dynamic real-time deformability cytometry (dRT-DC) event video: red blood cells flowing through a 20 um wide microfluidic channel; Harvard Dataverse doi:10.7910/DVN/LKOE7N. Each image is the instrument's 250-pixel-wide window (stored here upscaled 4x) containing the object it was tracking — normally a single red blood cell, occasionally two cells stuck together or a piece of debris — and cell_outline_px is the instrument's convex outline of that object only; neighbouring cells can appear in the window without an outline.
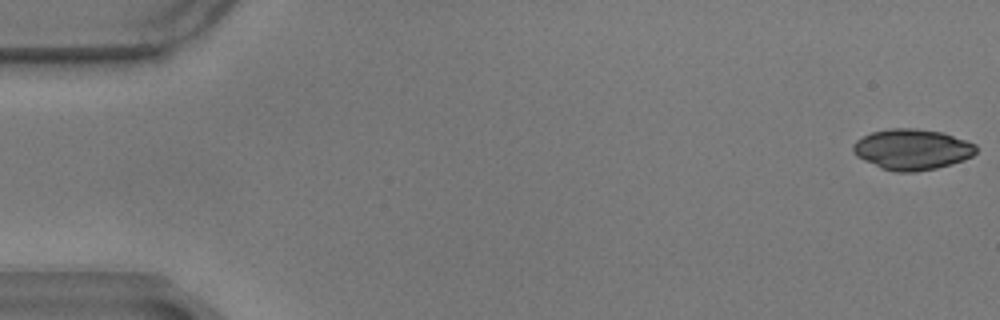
{"species": "common noctule bat (a hibernating species)", "species_latin": "Nyctalus noctula", "temperature_condition": "warm", "stored_images_in_passage": 10, "camera_frame_rate_fps": 3000, "um_per_image_px": 0.085, "animal": {"sex": "male", "body_mass_g": 17.9}, "frame": {"image": 1, "passage_image": 1, "time_ms": 0.0, "image_size_px": [1000, 320], "cell_outline_px": [[976, 152], [972, 156], [964, 160], [952, 164], [936, 168], [916, 172], [896, 172], [880, 168], [856, 156], [852, 152], [852, 144], [856, 140], [872, 132], [888, 128], [916, 128], [940, 132], [976, 144]], "centroid_in_image_um": [77.49, 12.7], "position_along_channel_um": 7.5, "area_um2": 29.25}}